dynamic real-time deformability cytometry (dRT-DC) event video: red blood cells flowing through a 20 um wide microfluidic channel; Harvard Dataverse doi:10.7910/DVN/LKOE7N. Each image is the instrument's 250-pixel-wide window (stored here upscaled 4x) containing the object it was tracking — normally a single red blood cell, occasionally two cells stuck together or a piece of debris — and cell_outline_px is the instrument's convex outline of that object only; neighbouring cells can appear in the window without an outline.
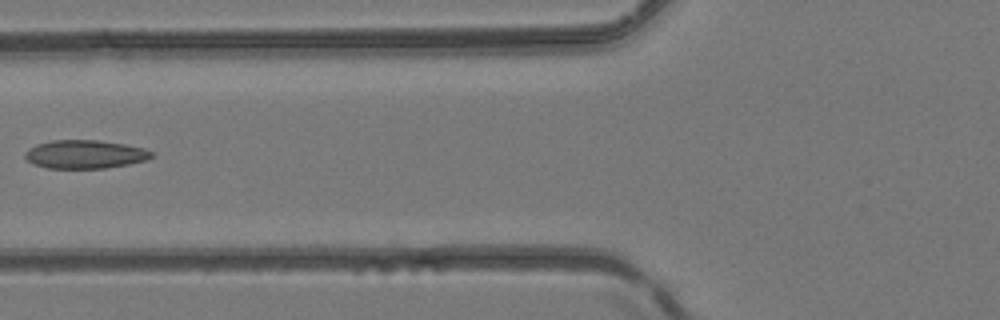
{"species": "common noctule bat (a hibernating species)", "species_latin": "Nyctalus noctula", "temperature_condition": "room temperature", "stored_images_in_passage": 3, "camera_frame_rate_fps": 3000, "um_per_image_px": 0.085, "animal": {"sex": "female", "body_mass_g": 24.6, "forearm_length_mm": 56.2}, "frame": {"image": 1, "passage_image": 3, "time_ms": 0.667, "image_size_px": [1000, 320], "cell_outline_px": [[156, 156], [148, 160], [128, 164], [104, 168], [48, 168], [36, 164], [28, 160], [24, 156], [24, 152], [28, 148], [36, 144], [52, 140], [100, 140], [124, 144], [144, 148], [156, 152]], "centroid_in_image_um": [7.28, 13.1], "position_along_channel_um": 118.5, "area_um2": 21.15}}